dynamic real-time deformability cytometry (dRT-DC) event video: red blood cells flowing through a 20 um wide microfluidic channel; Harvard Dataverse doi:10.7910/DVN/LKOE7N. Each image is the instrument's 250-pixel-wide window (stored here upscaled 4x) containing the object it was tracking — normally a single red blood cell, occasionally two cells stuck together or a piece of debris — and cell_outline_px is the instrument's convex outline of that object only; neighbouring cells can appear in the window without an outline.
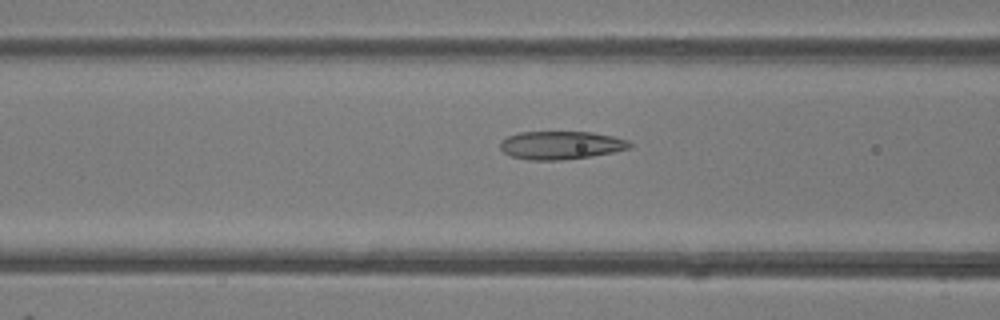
{"species": "common noctule bat (a hibernating species)", "species_latin": "Nyctalus noctula", "temperature_condition": "room temperature", "stored_images_in_passage": 47, "camera_frame_rate_fps": 3000, "um_per_image_px": 0.085, "animal": {"sex": "female"}, "frame": {"image": 1, "passage_image": 17, "time_ms": 5.333, "image_size_px": [1000, 320], "cell_outline_px": [[632, 144], [628, 148], [612, 152], [592, 156], [560, 160], [528, 160], [512, 156], [504, 152], [500, 148], [500, 140], [508, 136], [520, 132], [592, 132], [612, 136], [628, 140]], "centroid_in_image_um": [47.65, 12.34], "position_along_channel_um": 119.0, "area_um2": 21.15}}
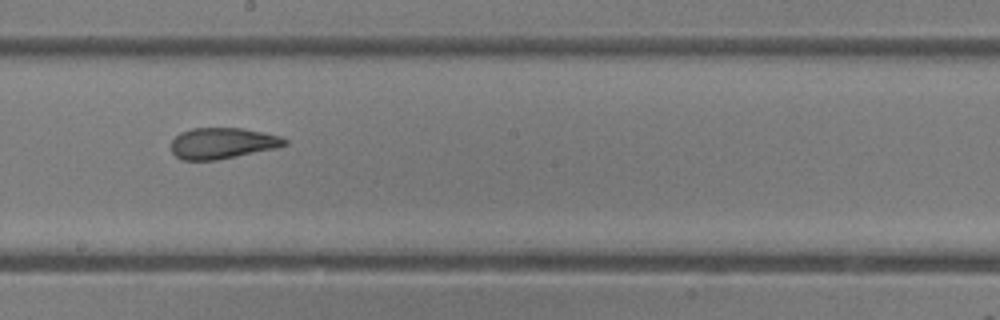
{"frame": {"image": 2, "passage_image": 25, "time_ms": 8.0, "image_size_px": [1000, 320], "cell_outline_px": [[288, 144], [276, 148], [216, 160], [184, 160], [176, 156], [172, 152], [172, 140], [180, 132], [192, 128], [240, 128], [264, 132], [280, 136], [288, 140]], "centroid_in_image_um": [18.92, 12.17], "position_along_channel_um": 229.3, "area_um2": 20.46}}
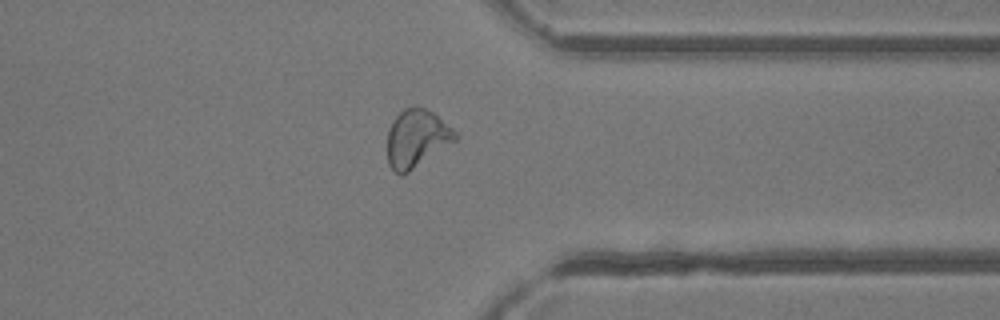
{"frame": {"image": 3, "passage_image": 36, "time_ms": 11.667, "image_size_px": [1000, 320], "cell_outline_px": [[460, 136], [456, 140], [408, 172], [400, 176], [388, 164], [388, 128], [392, 120], [404, 108], [424, 108], [432, 112], [452, 128]], "centroid_in_image_um": [35.4, 11.77], "position_along_channel_um": 376.0, "area_um2": 22.48}, "authors_computed_cell_mechanics": {"area_um2": 23.3512, "velocity_mm_per_s": 4.15, "shape_relaxation_time_tau1_ms": 4.7636, "shape_relaxation_time_tau2_ms": 1.8561, "deformation_change_tau1": 0.1298, "deformation_change_tau2": 0.0864}}